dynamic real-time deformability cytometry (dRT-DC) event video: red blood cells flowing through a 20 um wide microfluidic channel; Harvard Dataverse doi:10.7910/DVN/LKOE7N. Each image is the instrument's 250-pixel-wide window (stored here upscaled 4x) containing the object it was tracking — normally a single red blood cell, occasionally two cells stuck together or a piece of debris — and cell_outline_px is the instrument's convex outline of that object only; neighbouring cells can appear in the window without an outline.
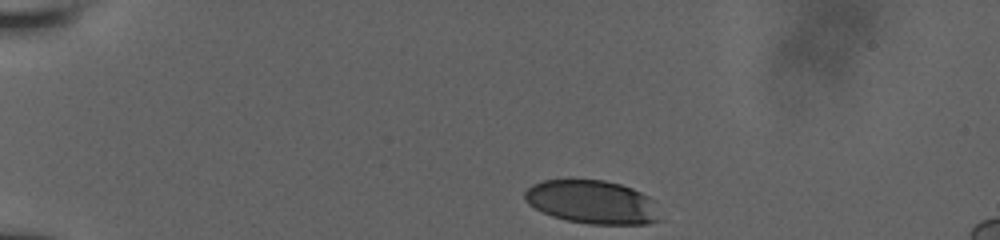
{"species": "human", "species_latin": "Homo sapiens", "temperature_condition": "room temperature", "stored_images_in_passage": 22, "camera_frame_rate_fps": 3000, "um_per_image_px": 0.085, "donor": {"sex": "male"}, "frame": {"image": 1, "passage_image": 1, "time_ms": 0.0, "image_size_px": [1000, 240], "cell_outline_px": [[664, 220], [644, 224], [588, 224], [568, 220], [552, 216], [528, 204], [524, 200], [524, 192], [532, 184], [544, 180], [568, 176], [604, 180], [620, 184], [632, 188], [648, 196], [652, 200]], "centroid_in_image_um": [50.31, 17.13], "position_along_channel_um": 34.7, "area_um2": 35.14}}
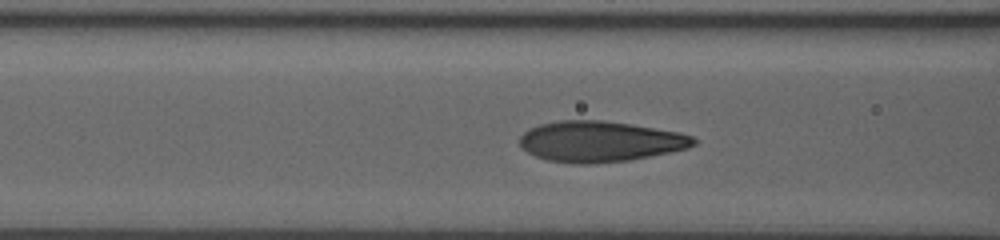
{"frame": {"image": 2, "passage_image": 13, "time_ms": 4.0, "image_size_px": [1000, 240], "cell_outline_px": [[696, 144], [688, 148], [628, 160], [592, 164], [572, 164], [548, 160], [536, 156], [528, 152], [520, 144], [520, 136], [528, 128], [540, 124], [560, 120], [600, 120], [628, 124], [676, 132], [692, 136], [696, 140]], "centroid_in_image_um": [50.95, 12.03], "position_along_channel_um": 115.6, "area_um2": 40.86}}
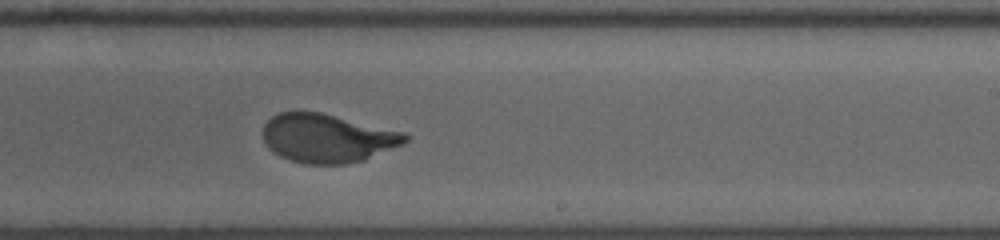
{"frame": {"image": 3, "passage_image": 22, "time_ms": 7.667, "image_size_px": [1000, 240], "cell_outline_px": [[412, 136], [404, 144], [364, 160], [344, 164], [304, 164], [280, 156], [272, 152], [268, 148], [264, 140], [264, 124], [272, 116], [280, 112], [296, 108], [320, 112], [404, 132]], "centroid_in_image_um": [27.81, 11.72], "position_along_channel_um": 261.2, "area_um2": 40.86}}